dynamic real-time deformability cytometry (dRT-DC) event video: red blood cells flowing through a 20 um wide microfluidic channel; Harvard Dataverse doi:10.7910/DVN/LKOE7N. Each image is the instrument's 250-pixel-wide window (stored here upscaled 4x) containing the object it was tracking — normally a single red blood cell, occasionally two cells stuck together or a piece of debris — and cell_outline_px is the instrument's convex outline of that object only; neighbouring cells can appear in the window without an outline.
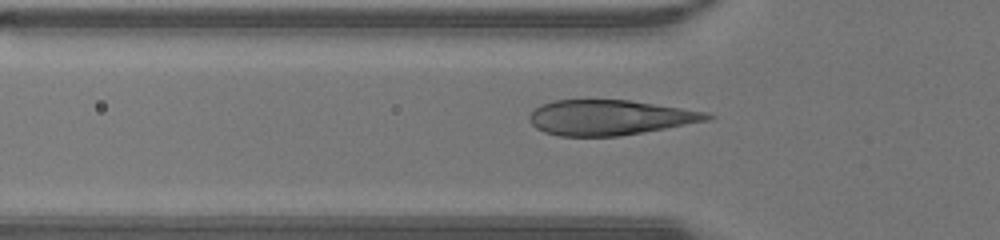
{"species": "human", "species_latin": "Homo sapiens", "temperature_condition": "warm", "stored_images_in_passage": 37, "camera_frame_rate_fps": 3000, "um_per_image_px": 0.085, "donor": {"sex": "male"}, "frame": {"image": 1, "passage_image": 9, "time_ms": 2.667, "image_size_px": [1000, 240], "cell_outline_px": [[716, 116], [708, 120], [620, 136], [560, 136], [544, 132], [536, 128], [532, 124], [528, 116], [536, 108], [552, 100], [628, 100], [708, 112]], "centroid_in_image_um": [51.81, 9.99], "position_along_channel_um": 74.0, "area_um2": 36.01}}
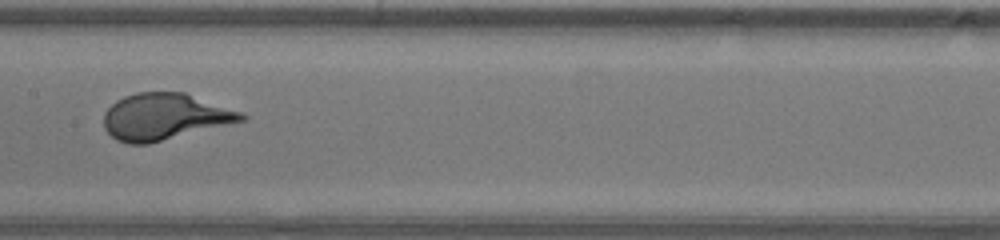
{"frame": {"image": 2, "passage_image": 17, "time_ms": 5.333, "image_size_px": [1000, 240], "cell_outline_px": [[248, 120], [148, 144], [128, 144], [116, 140], [104, 128], [104, 112], [116, 100], [124, 96], [136, 92], [184, 92], [244, 112], [248, 116]], "centroid_in_image_um": [14.03, 9.92], "position_along_channel_um": 193.4, "area_um2": 37.69}}
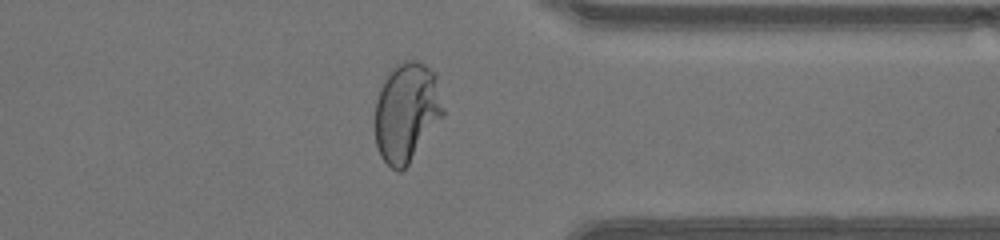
{"frame": {"image": 3, "passage_image": 30, "time_ms": 9.667, "image_size_px": [1000, 240], "cell_outline_px": [[444, 116], [408, 164], [400, 172], [396, 172], [380, 156], [376, 144], [376, 100], [384, 76], [396, 64], [404, 60], [420, 60], [436, 72], [444, 108]], "centroid_in_image_um": [34.58, 9.49], "position_along_channel_um": 376.8, "area_um2": 39.88}}